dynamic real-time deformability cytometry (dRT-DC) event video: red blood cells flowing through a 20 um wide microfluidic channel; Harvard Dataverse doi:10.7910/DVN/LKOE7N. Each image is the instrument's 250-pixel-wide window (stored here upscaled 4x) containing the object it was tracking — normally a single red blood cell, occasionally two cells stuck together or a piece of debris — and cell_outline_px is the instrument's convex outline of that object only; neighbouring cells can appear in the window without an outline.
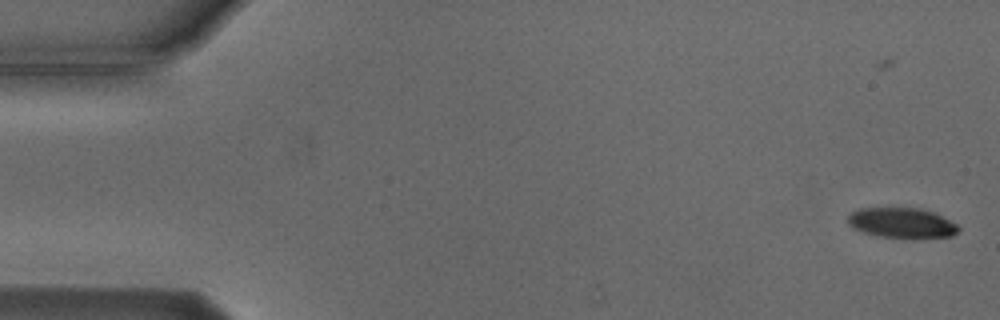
{"species": "Egyptian fruit bat (a non-hibernating species)", "species_latin": "Rousettus aegyptiacus", "temperature_condition": "cold", "stored_images_in_passage": 7, "camera_frame_rate_fps": 3000, "um_per_image_px": 0.085, "animal": {"sex": "male"}, "frame": {"image": 1, "passage_image": 2, "time_ms": 1.0, "image_size_px": [1000, 320], "cell_outline_px": [[960, 228], [952, 236], [876, 236], [852, 228], [848, 224], [848, 216], [852, 212], [860, 208], [920, 208], [932, 212], [956, 224]], "centroid_in_image_um": [76.58, 18.91], "position_along_channel_um": 8.4, "area_um2": 18.73}}
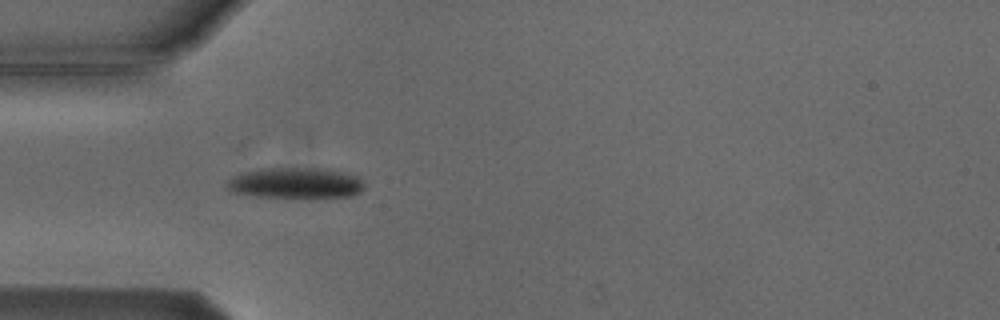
{"frame": {"image": 2, "passage_image": 6, "time_ms": 6.0, "image_size_px": [1000, 320], "cell_outline_px": [[364, 188], [360, 192], [352, 196], [256, 196], [228, 192], [224, 180], [240, 172], [260, 168], [332, 168], [360, 176], [364, 180]], "centroid_in_image_um": [25.09, 15.52], "position_along_channel_um": 59.9, "area_um2": 25.03}}